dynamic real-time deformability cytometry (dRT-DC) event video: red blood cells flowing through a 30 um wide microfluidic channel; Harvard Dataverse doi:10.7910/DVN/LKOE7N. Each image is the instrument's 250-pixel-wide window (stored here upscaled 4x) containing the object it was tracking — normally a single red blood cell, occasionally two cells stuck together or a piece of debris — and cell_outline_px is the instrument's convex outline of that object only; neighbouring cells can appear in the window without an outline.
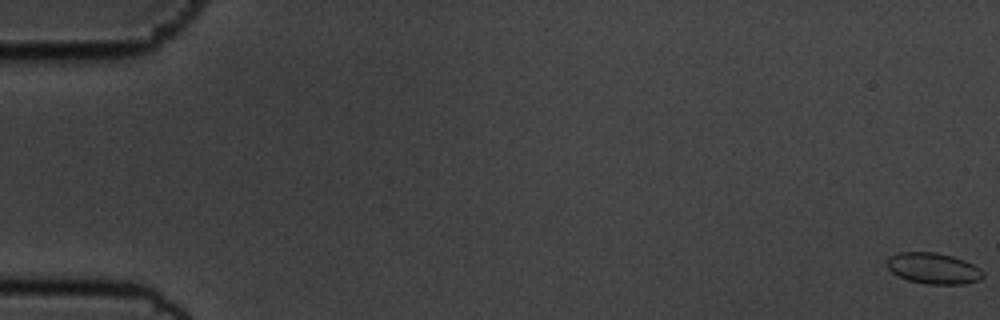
{"species": "common noctule bat (a hibernating species)", "species_latin": "Nyctalus noctula", "temperature_condition": "cold", "stored_images_in_passage": 12, "camera_frame_rate_fps": 3000, "um_per_image_px": 0.085, "animal": {"sex": "male", "body_mass_g": 19.5, "forearm_length_mm": 54.6}, "frame": {"image": 1, "passage_image": 1, "time_ms": 0.0, "image_size_px": [1000, 320], "cell_outline_px": [[984, 276], [980, 280], [964, 284], [928, 284], [908, 280], [892, 272], [888, 268], [888, 260], [892, 256], [900, 252], [936, 252], [952, 256], [964, 260], [980, 268], [984, 272]], "centroid_in_image_um": [79.39, 22.81], "position_along_channel_um": 5.6, "area_um2": 17.22}}